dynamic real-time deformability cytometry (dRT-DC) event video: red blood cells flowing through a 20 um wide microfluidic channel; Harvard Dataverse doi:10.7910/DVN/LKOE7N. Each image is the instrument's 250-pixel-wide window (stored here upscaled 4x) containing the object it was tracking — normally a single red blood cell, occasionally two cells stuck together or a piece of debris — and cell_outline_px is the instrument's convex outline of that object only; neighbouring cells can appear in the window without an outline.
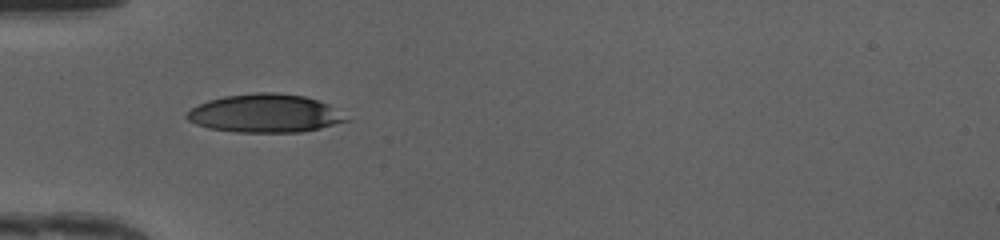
{"species": "human", "species_latin": "Homo sapiens", "temperature_condition": "cold", "stored_images_in_passage": 34, "camera_frame_rate_fps": 3000, "um_per_image_px": 0.085, "donor": {"sex": "female"}, "frame": {"image": 1, "passage_image": 1, "time_ms": 0.0, "image_size_px": [1000, 240], "cell_outline_px": [[348, 120], [320, 128], [300, 132], [236, 132], [208, 128], [196, 124], [188, 120], [184, 116], [192, 108], [208, 100], [224, 96], [256, 92], [276, 92], [304, 96], [328, 104]], "centroid_in_image_um": [22.46, 9.63], "position_along_channel_um": 62.5, "area_um2": 35.2}}
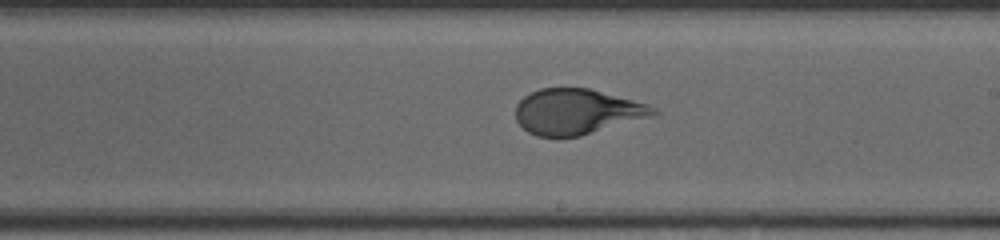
{"frame": {"image": 2, "passage_image": 14, "time_ms": 4.333, "image_size_px": [1000, 240], "cell_outline_px": [[660, 112], [652, 116], [580, 136], [536, 136], [528, 132], [516, 120], [516, 104], [524, 96], [540, 88], [588, 88], [648, 104], [656, 108]], "centroid_in_image_um": [49.03, 9.49], "position_along_channel_um": 240.0, "area_um2": 36.18}}
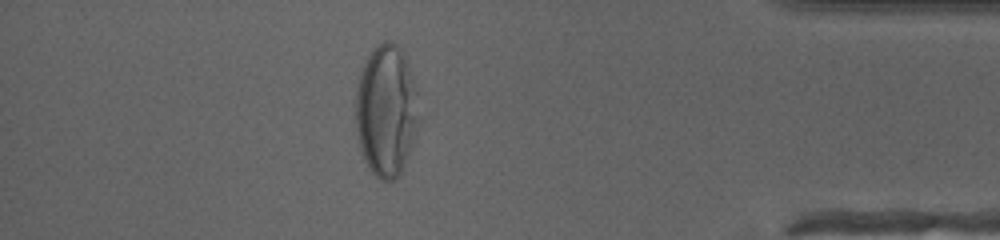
{"frame": {"image": 3, "passage_image": 28, "time_ms": 9.0, "image_size_px": [1000, 240], "cell_outline_px": [[420, 120], [416, 136], [404, 164], [396, 180], [380, 180], [372, 172], [364, 160], [360, 148], [356, 132], [356, 88], [360, 68], [368, 52], [376, 44], [384, 40], [392, 40], [404, 52], [416, 88]], "centroid_in_image_um": [32.83, 9.35], "position_along_channel_um": 402.4, "area_um2": 49.42}, "authors_computed_cell_mechanics": {"area_um2": 37.5411, "velocity_mm_per_s": 4.1993, "shape_relaxation_time_tau1_ms": 3.1755, "shape_relaxation_time_tau2_ms": null, "deformation_change_tau1": 0.1515, "deformation_change_tau2": null}}